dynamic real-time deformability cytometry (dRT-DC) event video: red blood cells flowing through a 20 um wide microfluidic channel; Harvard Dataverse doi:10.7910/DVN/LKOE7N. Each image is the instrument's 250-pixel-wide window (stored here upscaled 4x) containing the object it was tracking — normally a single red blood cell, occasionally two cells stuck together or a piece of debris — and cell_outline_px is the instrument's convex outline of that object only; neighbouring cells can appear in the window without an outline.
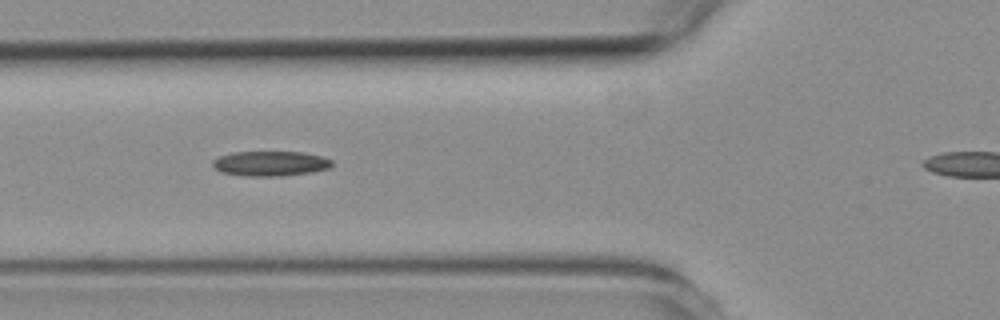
{"species": "common noctule bat (a hibernating species)", "species_latin": "Nyctalus noctula", "temperature_condition": "room temperature", "stored_images_in_passage": 10, "segment_of_instrument_passage": [1, 2], "camera_frame_rate_fps": 3000, "um_per_image_px": 0.085, "animal": {"sex": "female", "body_mass_g": 19.3, "forearm_length_mm": 54.1}, "frame": {"image": 1, "passage_image": 4, "time_ms": 4.333, "image_size_px": [1000, 320], "cell_outline_px": [[332, 164], [328, 168], [312, 172], [280, 176], [244, 176], [220, 172], [212, 168], [212, 160], [220, 156], [232, 152], [300, 152], [324, 156], [332, 160]], "centroid_in_image_um": [22.94, 13.9], "position_along_channel_um": 102.9, "area_um2": 17.46}}
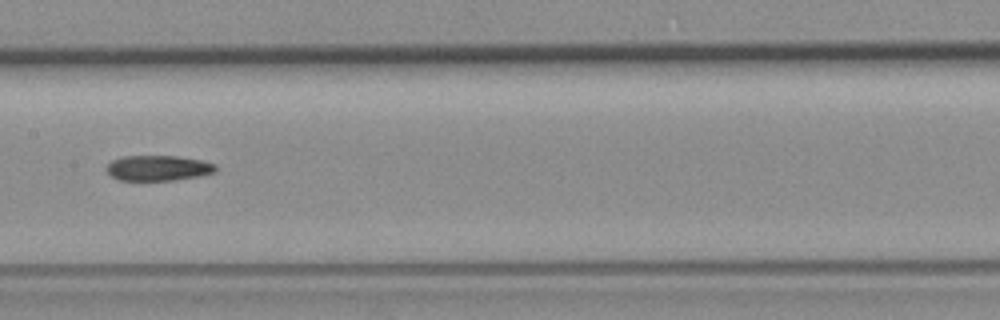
{"frame": {"image": 2, "passage_image": 6, "time_ms": 6.667, "image_size_px": [1000, 320], "cell_outline_px": [[216, 172], [176, 180], [120, 180], [112, 176], [108, 172], [108, 164], [112, 160], [124, 156], [176, 156], [200, 160], [216, 164]], "centroid_in_image_um": [13.46, 14.28], "position_along_channel_um": 193.9, "area_um2": 15.9}}
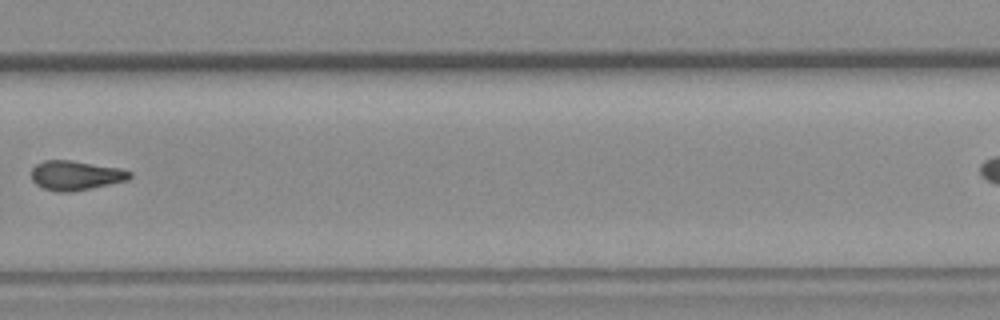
{"frame": {"image": 3, "passage_image": 9, "time_ms": 10.0, "image_size_px": [1000, 320], "cell_outline_px": [[132, 176], [128, 180], [92, 188], [72, 192], [60, 192], [44, 188], [36, 184], [32, 180], [32, 168], [36, 164], [44, 160], [72, 160], [120, 168], [132, 172]], "centroid_in_image_um": [6.45, 14.9], "position_along_channel_um": 323.4, "area_um2": 16.94}}